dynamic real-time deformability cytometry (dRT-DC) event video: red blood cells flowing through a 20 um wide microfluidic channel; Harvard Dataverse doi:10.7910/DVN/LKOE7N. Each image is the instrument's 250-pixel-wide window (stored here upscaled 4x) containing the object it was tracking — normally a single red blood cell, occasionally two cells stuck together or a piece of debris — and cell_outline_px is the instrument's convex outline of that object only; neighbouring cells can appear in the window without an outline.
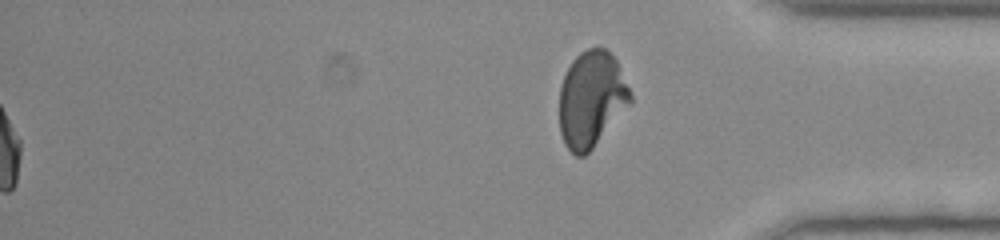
{"species": "human", "species_latin": "Homo sapiens", "temperature_condition": "room temperature", "stored_images_in_passage": 55, "segment_of_instrument_passage": [2, 2], "camera_frame_rate_fps": 3000, "um_per_image_px": 0.085, "donor": {"sex": "female"}, "frame": {"image": 1, "passage_image": 55, "time_ms": 18.0, "image_size_px": [1000, 240], "cell_outline_px": [[632, 100], [592, 148], [584, 156], [576, 156], [564, 144], [560, 132], [560, 88], [564, 76], [572, 60], [580, 52], [588, 48], [604, 48], [616, 60], [632, 96]], "centroid_in_image_um": [50.24, 8.42], "position_along_channel_um": 385.0, "area_um2": 38.96}}